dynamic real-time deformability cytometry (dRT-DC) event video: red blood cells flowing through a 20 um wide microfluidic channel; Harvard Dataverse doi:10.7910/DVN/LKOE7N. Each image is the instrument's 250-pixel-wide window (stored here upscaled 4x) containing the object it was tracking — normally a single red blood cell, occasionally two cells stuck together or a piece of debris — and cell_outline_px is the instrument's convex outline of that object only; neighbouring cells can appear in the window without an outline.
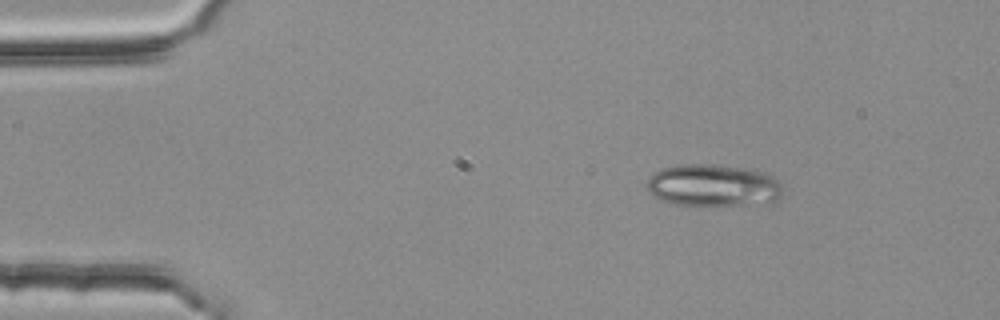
{"species": "common noctule bat (a hibernating species)", "species_latin": "Nyctalus noctula", "temperature_condition": "room temperature", "stored_images_in_passage": 3, "camera_frame_rate_fps": 3000, "um_per_image_px": 0.085, "animal": {"sex": "female", "body_mass_g": 25.1}, "frame": {"image": 1, "passage_image": 1, "time_ms": 0.0, "image_size_px": [1000, 320], "cell_outline_px": [[784, 188], [780, 196], [776, 200], [764, 204], [676, 204], [660, 200], [648, 192], [644, 184], [656, 172], [664, 168], [684, 164], [712, 164], [752, 168], [768, 172], [780, 180]], "centroid_in_image_um": [60.69, 15.73], "position_along_channel_um": 24.3, "area_um2": 33.64}}